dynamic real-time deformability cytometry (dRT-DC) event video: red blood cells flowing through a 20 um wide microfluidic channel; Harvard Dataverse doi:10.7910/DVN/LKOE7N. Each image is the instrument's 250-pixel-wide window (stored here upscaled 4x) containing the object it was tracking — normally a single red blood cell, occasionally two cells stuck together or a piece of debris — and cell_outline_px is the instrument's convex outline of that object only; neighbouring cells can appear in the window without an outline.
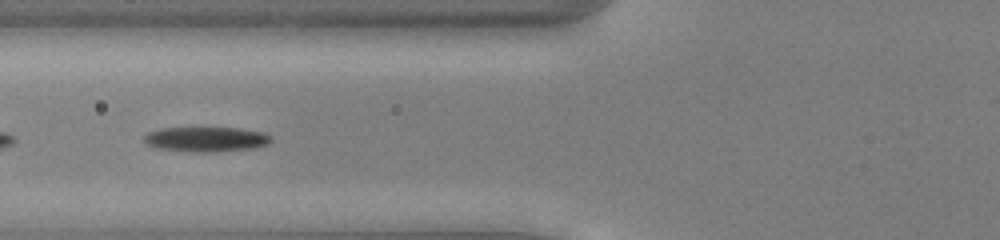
{"species": "common noctule bat (a hibernating species)", "species_latin": "Nyctalus noctula", "temperature_condition": "cold", "stored_images_in_passage": 40, "camera_frame_rate_fps": 3000, "um_per_image_px": 0.085, "animal": {"sex": "male", "body_mass_g": 13.0, "forearm_length_mm": 53.1}, "frame": {"image": 1, "passage_image": 9, "time_ms": 2.667, "image_size_px": [1000, 240], "cell_outline_px": [[272, 140], [264, 144], [252, 148], [216, 152], [192, 152], [156, 148], [148, 144], [144, 140], [144, 136], [148, 132], [164, 128], [240, 128], [264, 132], [272, 136]], "centroid_in_image_um": [17.52, 11.83], "position_along_channel_um": 108.3, "area_um2": 18.32}}
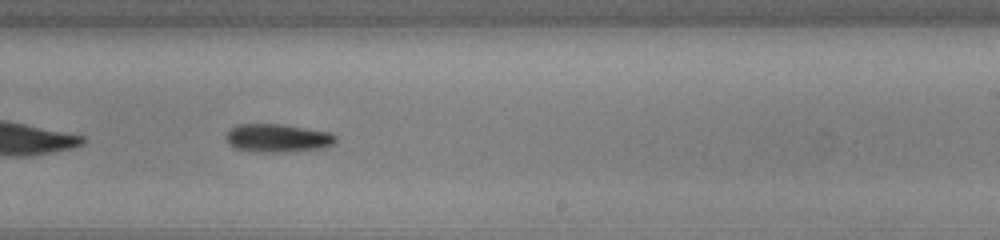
{"frame": {"image": 2, "passage_image": 21, "time_ms": 6.667, "image_size_px": [1000, 240], "cell_outline_px": [[336, 140], [332, 144], [324, 148], [276, 152], [264, 152], [236, 148], [228, 144], [224, 136], [236, 124], [280, 124], [332, 132], [336, 136]], "centroid_in_image_um": [23.6, 11.72], "position_along_channel_um": 265.4, "area_um2": 17.92}}
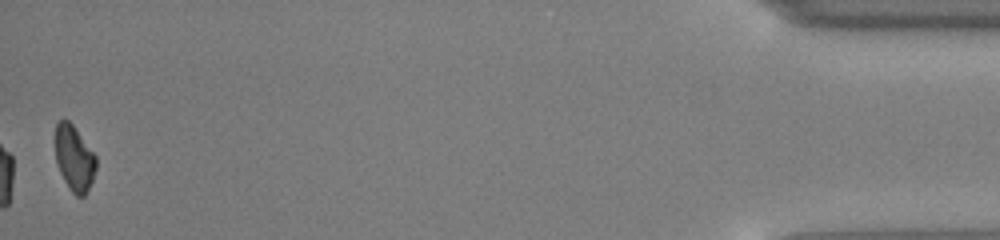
{"frame": {"image": 3, "passage_image": 40, "time_ms": 13.0, "image_size_px": [1000, 240], "cell_outline_px": [[96, 168], [92, 180], [84, 196], [76, 196], [68, 188], [56, 164], [56, 124], [60, 120], [68, 120], [72, 124], [96, 156]], "centroid_in_image_um": [6.31, 13.47], "position_along_channel_um": 428.9, "area_um2": 15.32}, "authors_computed_cell_mechanics": {"area_um2": 18.1492, "velocity_mm_per_s": 3.936, "shape_relaxation_time_tau1_ms": 1.7793, "shape_relaxation_time_tau2_ms": null, "deformation_change_tau1": 0.0913, "deformation_change_tau2": null}}